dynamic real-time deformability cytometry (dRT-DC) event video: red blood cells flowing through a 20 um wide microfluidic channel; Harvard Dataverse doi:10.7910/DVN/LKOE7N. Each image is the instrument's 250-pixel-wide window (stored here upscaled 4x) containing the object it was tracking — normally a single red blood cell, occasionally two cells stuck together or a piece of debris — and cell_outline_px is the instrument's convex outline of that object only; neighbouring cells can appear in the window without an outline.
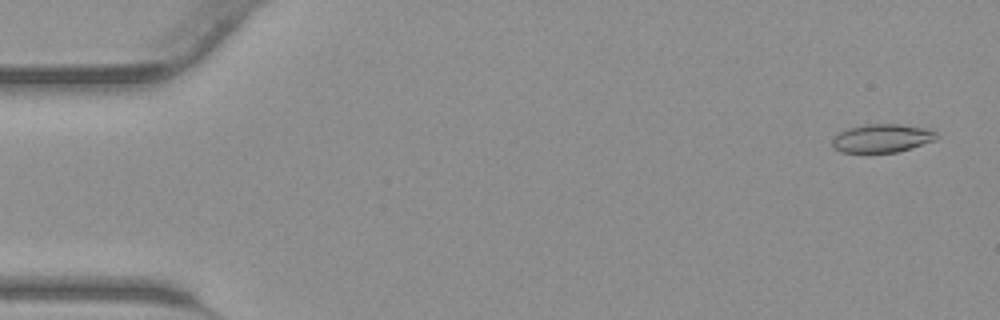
{"species": "common noctule bat (a hibernating species)", "species_latin": "Nyctalus noctula", "temperature_condition": "warm", "stored_images_in_passage": 43, "camera_frame_rate_fps": 3000, "um_per_image_px": 0.085, "animal": {"sex": "male", "body_mass_g": 23.1, "forearm_length_mm": 52.7}, "frame": {"image": 1, "passage_image": 2, "time_ms": 0.333, "image_size_px": [1000, 320], "cell_outline_px": [[936, 140], [912, 148], [896, 152], [840, 152], [832, 148], [832, 140], [840, 132], [848, 128], [864, 124], [900, 124], [928, 128], [936, 132]], "centroid_in_image_um": [74.97, 11.75], "position_along_channel_um": 10.0, "area_um2": 17.28}}
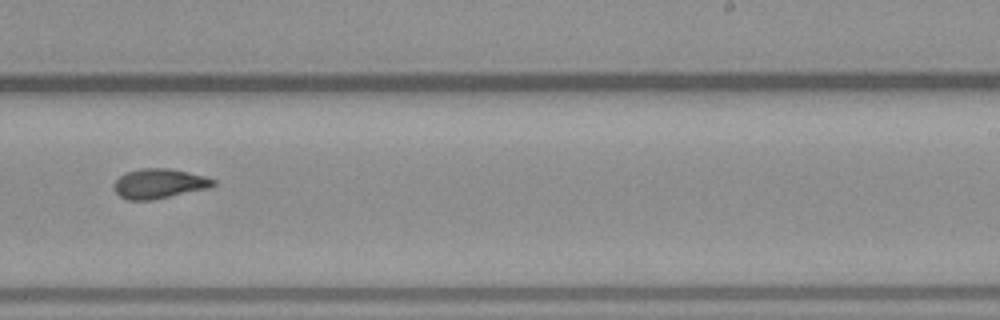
{"frame": {"image": 2, "passage_image": 27, "time_ms": 8.667, "image_size_px": [1000, 320], "cell_outline_px": [[216, 184], [212, 188], [152, 200], [128, 200], [120, 196], [116, 192], [116, 180], [124, 172], [140, 168], [168, 168], [188, 172], [204, 176], [216, 180]], "centroid_in_image_um": [13.58, 15.6], "position_along_channel_um": 275.4, "area_um2": 17.28}}
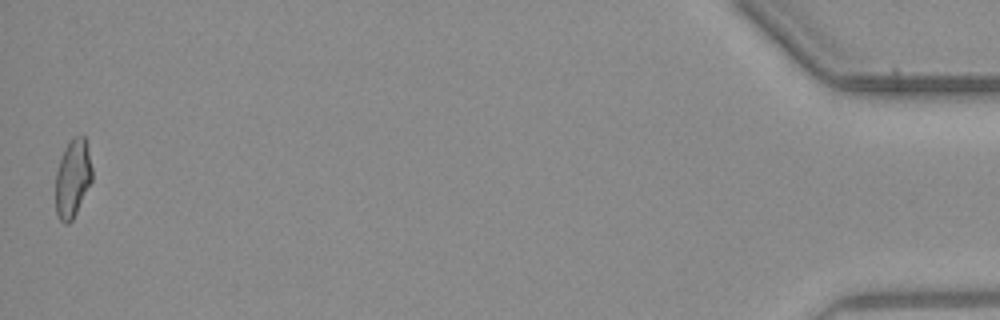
{"frame": {"image": 3, "passage_image": 43, "time_ms": 14.0, "image_size_px": [1000, 320], "cell_outline_px": [[92, 180], [72, 220], [68, 224], [64, 224], [60, 220], [56, 212], [56, 172], [64, 148], [72, 136], [84, 136], [92, 168]], "centroid_in_image_um": [6.17, 15.16], "position_along_channel_um": 429.0, "area_um2": 16.42}}